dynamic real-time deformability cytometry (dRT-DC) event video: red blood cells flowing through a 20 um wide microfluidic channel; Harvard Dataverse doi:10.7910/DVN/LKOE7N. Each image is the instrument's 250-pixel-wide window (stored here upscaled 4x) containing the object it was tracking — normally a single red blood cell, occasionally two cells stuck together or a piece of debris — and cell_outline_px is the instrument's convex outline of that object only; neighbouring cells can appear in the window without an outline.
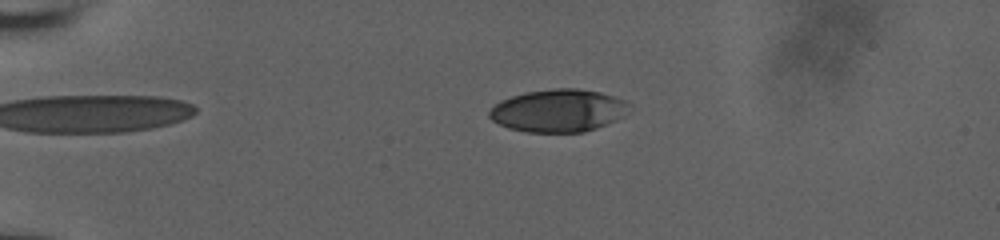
{"species": "human", "species_latin": "Homo sapiens", "temperature_condition": "room temperature", "stored_images_in_passage": 46, "camera_frame_rate_fps": 3000, "um_per_image_px": 0.085, "donor": {"sex": "male"}, "frame": {"image": 1, "passage_image": 9, "time_ms": 2.667, "image_size_px": [1000, 240], "cell_outline_px": [[632, 104], [624, 116], [596, 128], [584, 132], [528, 132], [508, 128], [492, 120], [488, 116], [488, 112], [500, 100], [524, 92], [556, 88], [576, 88], [600, 92], [624, 100]], "centroid_in_image_um": [47.46, 9.4], "position_along_channel_um": 37.5, "area_um2": 34.74}}
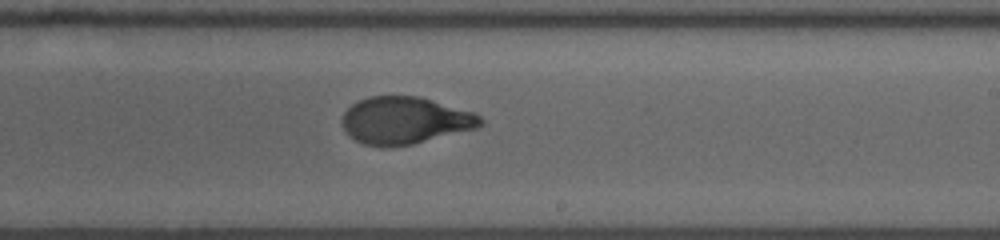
{"frame": {"image": 2, "passage_image": 28, "time_ms": 9.0, "image_size_px": [1000, 240], "cell_outline_px": [[484, 124], [476, 128], [412, 144], [380, 148], [364, 144], [356, 140], [344, 128], [344, 112], [352, 104], [368, 96], [420, 96], [476, 112], [484, 120]], "centroid_in_image_um": [34.47, 10.23], "position_along_channel_um": 254.5, "area_um2": 37.97}}
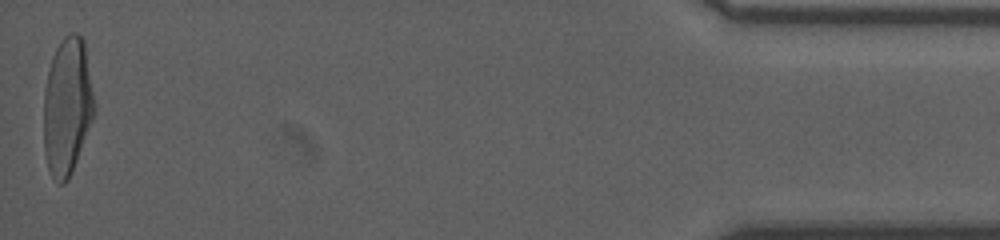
{"frame": {"image": 3, "passage_image": 46, "time_ms": 15.0, "image_size_px": [1000, 240], "cell_outline_px": [[96, 112], [72, 172], [68, 180], [64, 184], [56, 184], [52, 180], [48, 168], [44, 152], [44, 88], [52, 56], [60, 40], [64, 36], [72, 32], [76, 32], [84, 40], [96, 108]], "centroid_in_image_um": [5.72, 9.07], "position_along_channel_um": 429.5, "area_um2": 41.1}, "authors_computed_cell_mechanics": {"area_um2": 38.3503, "velocity_mm_per_s": 3.8437, "shape_relaxation_time_tau1_ms": 7.738, "shape_relaxation_time_tau2_ms": 0.8098, "deformation_change_tau1": 0.3108, "deformation_change_tau2": 0.0647}}